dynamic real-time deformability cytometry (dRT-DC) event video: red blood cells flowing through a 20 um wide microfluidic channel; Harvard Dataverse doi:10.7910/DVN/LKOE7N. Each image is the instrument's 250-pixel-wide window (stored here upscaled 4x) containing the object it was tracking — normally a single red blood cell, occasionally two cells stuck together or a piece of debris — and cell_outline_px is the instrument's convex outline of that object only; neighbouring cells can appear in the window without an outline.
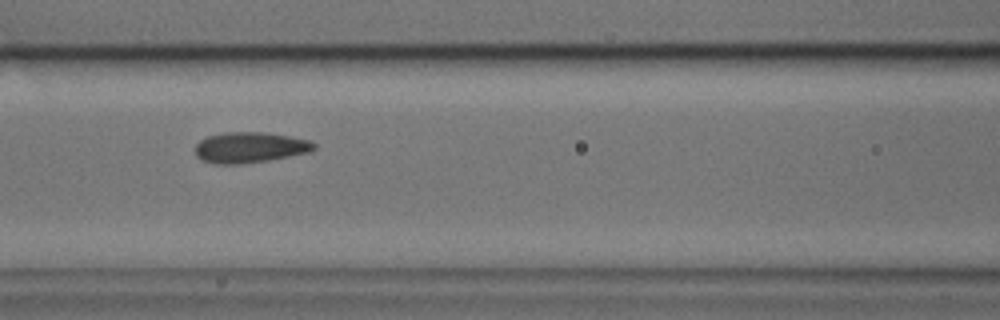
{"species": "common noctule bat (a hibernating species)", "species_latin": "Nyctalus noctula", "temperature_condition": "cold", "stored_images_in_passage": 37, "camera_frame_rate_fps": 3000, "um_per_image_px": 0.085, "animal": {"sex": "male", "body_mass_g": 17.9, "forearm_length_mm": 54.2}, "frame": {"image": 1, "passage_image": 13, "time_ms": 4.0, "image_size_px": [1000, 320], "cell_outline_px": [[316, 148], [308, 152], [268, 160], [240, 164], [216, 164], [204, 160], [196, 156], [196, 144], [200, 140], [208, 136], [224, 132], [264, 132], [288, 136], [308, 140], [316, 144]], "centroid_in_image_um": [21.22, 12.53], "position_along_channel_um": 145.4, "area_um2": 21.04}}
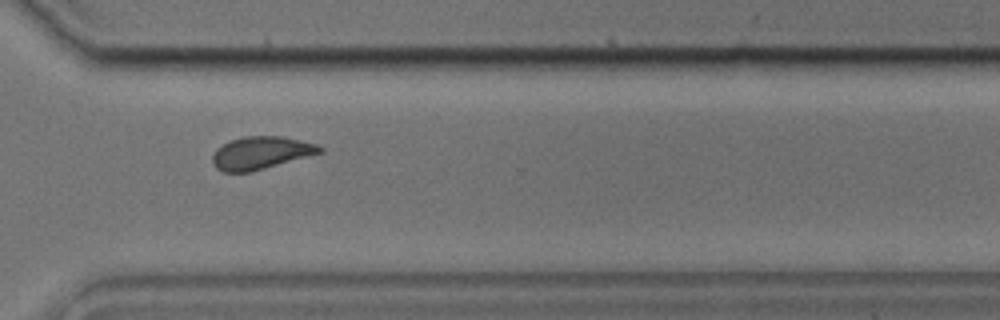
{"frame": {"image": 2, "passage_image": 29, "time_ms": 9.333, "image_size_px": [1000, 320], "cell_outline_px": [[324, 152], [264, 168], [248, 172], [224, 172], [216, 168], [212, 164], [212, 156], [216, 148], [232, 140], [244, 136], [280, 136], [300, 140], [316, 144], [324, 148]], "centroid_in_image_um": [22.17, 12.99], "position_along_channel_um": 348.4, "area_um2": 20.29}}
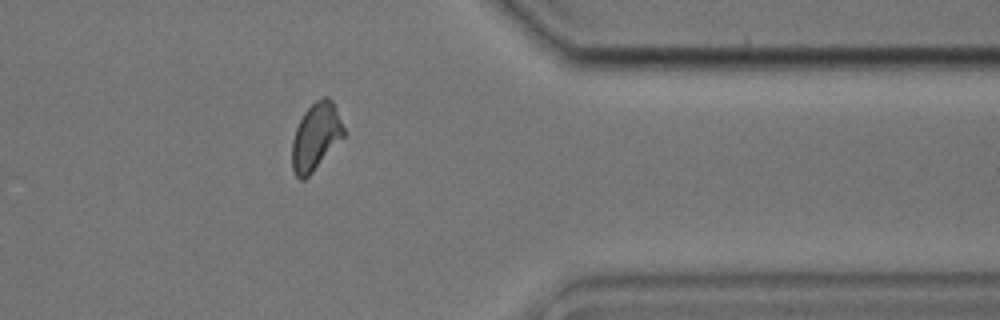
{"frame": {"image": 3, "passage_image": 33, "time_ms": 10.667, "image_size_px": [1000, 320], "cell_outline_px": [[344, 136], [312, 172], [304, 180], [300, 180], [292, 172], [292, 140], [296, 128], [304, 112], [316, 100], [324, 96], [328, 96], [332, 100], [344, 128]], "centroid_in_image_um": [26.82, 11.62], "position_along_channel_um": 384.6, "area_um2": 20.0}, "authors_computed_cell_mechanics": {"area_um2": 20.9814, "velocity_mm_per_s": 3.8115, "shape_relaxation_time_tau1_ms": 3.7568, "shape_relaxation_time_tau2_ms": 1.4695, "deformation_change_tau1": 0.0935, "deformation_change_tau2": 0.0655}}